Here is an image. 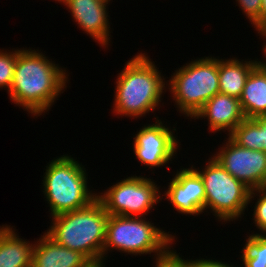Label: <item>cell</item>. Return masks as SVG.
Segmentation results:
<instances>
[{"mask_svg": "<svg viewBox=\"0 0 266 267\" xmlns=\"http://www.w3.org/2000/svg\"><path fill=\"white\" fill-rule=\"evenodd\" d=\"M257 65L258 58L255 60L248 58L247 61L244 59L240 61L237 57L219 59L220 93L239 99L250 72Z\"/></svg>", "mask_w": 266, "mask_h": 267, "instance_id": "cell-16", "label": "cell"}, {"mask_svg": "<svg viewBox=\"0 0 266 267\" xmlns=\"http://www.w3.org/2000/svg\"><path fill=\"white\" fill-rule=\"evenodd\" d=\"M17 60V49H0V89L5 88L9 92L12 85L15 64Z\"/></svg>", "mask_w": 266, "mask_h": 267, "instance_id": "cell-20", "label": "cell"}, {"mask_svg": "<svg viewBox=\"0 0 266 267\" xmlns=\"http://www.w3.org/2000/svg\"><path fill=\"white\" fill-rule=\"evenodd\" d=\"M66 71L39 49L18 48L9 99L38 118L51 109L67 88L70 73Z\"/></svg>", "mask_w": 266, "mask_h": 267, "instance_id": "cell-1", "label": "cell"}, {"mask_svg": "<svg viewBox=\"0 0 266 267\" xmlns=\"http://www.w3.org/2000/svg\"><path fill=\"white\" fill-rule=\"evenodd\" d=\"M78 28L105 49L111 42L108 5L103 0H61ZM110 36V37H109Z\"/></svg>", "mask_w": 266, "mask_h": 267, "instance_id": "cell-12", "label": "cell"}, {"mask_svg": "<svg viewBox=\"0 0 266 267\" xmlns=\"http://www.w3.org/2000/svg\"><path fill=\"white\" fill-rule=\"evenodd\" d=\"M103 1H105V2H107V3H111V2H110L111 0H103Z\"/></svg>", "mask_w": 266, "mask_h": 267, "instance_id": "cell-29", "label": "cell"}, {"mask_svg": "<svg viewBox=\"0 0 266 267\" xmlns=\"http://www.w3.org/2000/svg\"><path fill=\"white\" fill-rule=\"evenodd\" d=\"M239 100L245 118L266 115V70L259 64L250 72Z\"/></svg>", "mask_w": 266, "mask_h": 267, "instance_id": "cell-17", "label": "cell"}, {"mask_svg": "<svg viewBox=\"0 0 266 267\" xmlns=\"http://www.w3.org/2000/svg\"><path fill=\"white\" fill-rule=\"evenodd\" d=\"M227 137L226 142H222V147H218V151L212 156L250 190L258 189L266 173V153L246 149Z\"/></svg>", "mask_w": 266, "mask_h": 267, "instance_id": "cell-10", "label": "cell"}, {"mask_svg": "<svg viewBox=\"0 0 266 267\" xmlns=\"http://www.w3.org/2000/svg\"><path fill=\"white\" fill-rule=\"evenodd\" d=\"M208 120L212 133L227 131V136L245 119L238 98L218 93L207 101L192 119Z\"/></svg>", "mask_w": 266, "mask_h": 267, "instance_id": "cell-13", "label": "cell"}, {"mask_svg": "<svg viewBox=\"0 0 266 267\" xmlns=\"http://www.w3.org/2000/svg\"><path fill=\"white\" fill-rule=\"evenodd\" d=\"M257 34H259V36H261L262 37V39H264V42H263V46H262V53H264L263 54V56L264 57H262V59L264 58H266V28L265 29H261V30H258L257 31ZM258 60V64L262 67V68H264L265 70H266V59L265 60Z\"/></svg>", "mask_w": 266, "mask_h": 267, "instance_id": "cell-26", "label": "cell"}, {"mask_svg": "<svg viewBox=\"0 0 266 267\" xmlns=\"http://www.w3.org/2000/svg\"><path fill=\"white\" fill-rule=\"evenodd\" d=\"M108 217L96 198L84 208L52 217L45 233L56 243L83 254L94 266H102Z\"/></svg>", "mask_w": 266, "mask_h": 267, "instance_id": "cell-3", "label": "cell"}, {"mask_svg": "<svg viewBox=\"0 0 266 267\" xmlns=\"http://www.w3.org/2000/svg\"><path fill=\"white\" fill-rule=\"evenodd\" d=\"M192 267H236L233 264L222 262L221 260H214V259H208V258H197L193 259L191 258ZM240 267V266H239Z\"/></svg>", "mask_w": 266, "mask_h": 267, "instance_id": "cell-24", "label": "cell"}, {"mask_svg": "<svg viewBox=\"0 0 266 267\" xmlns=\"http://www.w3.org/2000/svg\"><path fill=\"white\" fill-rule=\"evenodd\" d=\"M236 144L246 149L263 151L260 138V123L245 118L229 135Z\"/></svg>", "mask_w": 266, "mask_h": 267, "instance_id": "cell-19", "label": "cell"}, {"mask_svg": "<svg viewBox=\"0 0 266 267\" xmlns=\"http://www.w3.org/2000/svg\"><path fill=\"white\" fill-rule=\"evenodd\" d=\"M205 167L195 168L205 189V212L213 213L219 222H235L244 216L249 206L250 189L234 178L220 163L210 156Z\"/></svg>", "mask_w": 266, "mask_h": 267, "instance_id": "cell-7", "label": "cell"}, {"mask_svg": "<svg viewBox=\"0 0 266 267\" xmlns=\"http://www.w3.org/2000/svg\"><path fill=\"white\" fill-rule=\"evenodd\" d=\"M175 249H171L166 255L156 259L153 267H192L191 259H184Z\"/></svg>", "mask_w": 266, "mask_h": 267, "instance_id": "cell-23", "label": "cell"}, {"mask_svg": "<svg viewBox=\"0 0 266 267\" xmlns=\"http://www.w3.org/2000/svg\"><path fill=\"white\" fill-rule=\"evenodd\" d=\"M240 258L244 267H266V234L252 233L245 238ZM242 266V267H243Z\"/></svg>", "mask_w": 266, "mask_h": 267, "instance_id": "cell-18", "label": "cell"}, {"mask_svg": "<svg viewBox=\"0 0 266 267\" xmlns=\"http://www.w3.org/2000/svg\"><path fill=\"white\" fill-rule=\"evenodd\" d=\"M154 120L155 123L143 125L137 130V134L133 135V153L136 159L153 170L172 163L170 161L176 158L174 156L178 154L181 143L174 132L177 131L175 127H168L164 124L165 121L158 117Z\"/></svg>", "mask_w": 266, "mask_h": 267, "instance_id": "cell-9", "label": "cell"}, {"mask_svg": "<svg viewBox=\"0 0 266 267\" xmlns=\"http://www.w3.org/2000/svg\"><path fill=\"white\" fill-rule=\"evenodd\" d=\"M160 187L153 178L135 174L98 192L97 198L109 215L145 217L162 201Z\"/></svg>", "mask_w": 266, "mask_h": 267, "instance_id": "cell-8", "label": "cell"}, {"mask_svg": "<svg viewBox=\"0 0 266 267\" xmlns=\"http://www.w3.org/2000/svg\"><path fill=\"white\" fill-rule=\"evenodd\" d=\"M189 168H181L173 174V178L164 187L166 189L163 196L164 200L169 201L175 211L195 216L205 212V189L204 182L199 173L189 165Z\"/></svg>", "mask_w": 266, "mask_h": 267, "instance_id": "cell-11", "label": "cell"}, {"mask_svg": "<svg viewBox=\"0 0 266 267\" xmlns=\"http://www.w3.org/2000/svg\"><path fill=\"white\" fill-rule=\"evenodd\" d=\"M154 226L146 217H125L109 215L106 240L102 250V266L114 249L121 254L138 256L151 255L154 260L163 257L170 250L178 237ZM176 237V238H175Z\"/></svg>", "mask_w": 266, "mask_h": 267, "instance_id": "cell-5", "label": "cell"}, {"mask_svg": "<svg viewBox=\"0 0 266 267\" xmlns=\"http://www.w3.org/2000/svg\"><path fill=\"white\" fill-rule=\"evenodd\" d=\"M147 53L140 52L125 62L117 75L114 116L140 119L158 109L167 91V80Z\"/></svg>", "mask_w": 266, "mask_h": 267, "instance_id": "cell-2", "label": "cell"}, {"mask_svg": "<svg viewBox=\"0 0 266 267\" xmlns=\"http://www.w3.org/2000/svg\"><path fill=\"white\" fill-rule=\"evenodd\" d=\"M260 123V138L263 144V151L266 153V115L255 118Z\"/></svg>", "mask_w": 266, "mask_h": 267, "instance_id": "cell-25", "label": "cell"}, {"mask_svg": "<svg viewBox=\"0 0 266 267\" xmlns=\"http://www.w3.org/2000/svg\"><path fill=\"white\" fill-rule=\"evenodd\" d=\"M31 267H95L83 254L56 243L45 232L35 241Z\"/></svg>", "mask_w": 266, "mask_h": 267, "instance_id": "cell-14", "label": "cell"}, {"mask_svg": "<svg viewBox=\"0 0 266 267\" xmlns=\"http://www.w3.org/2000/svg\"><path fill=\"white\" fill-rule=\"evenodd\" d=\"M219 56L192 59L175 70L167 80L174 107L183 116L192 119L219 90Z\"/></svg>", "mask_w": 266, "mask_h": 267, "instance_id": "cell-6", "label": "cell"}, {"mask_svg": "<svg viewBox=\"0 0 266 267\" xmlns=\"http://www.w3.org/2000/svg\"><path fill=\"white\" fill-rule=\"evenodd\" d=\"M257 196V197H256ZM257 198V200H256ZM255 200V205L253 206L252 220H254V226L260 231L259 234H266V192L254 189L250 191L249 194V204Z\"/></svg>", "mask_w": 266, "mask_h": 267, "instance_id": "cell-21", "label": "cell"}, {"mask_svg": "<svg viewBox=\"0 0 266 267\" xmlns=\"http://www.w3.org/2000/svg\"><path fill=\"white\" fill-rule=\"evenodd\" d=\"M15 229L0 226V267H31L35 241L22 239Z\"/></svg>", "mask_w": 266, "mask_h": 267, "instance_id": "cell-15", "label": "cell"}, {"mask_svg": "<svg viewBox=\"0 0 266 267\" xmlns=\"http://www.w3.org/2000/svg\"><path fill=\"white\" fill-rule=\"evenodd\" d=\"M258 190L266 192V173H265L263 181L261 182L260 186L258 187Z\"/></svg>", "mask_w": 266, "mask_h": 267, "instance_id": "cell-28", "label": "cell"}, {"mask_svg": "<svg viewBox=\"0 0 266 267\" xmlns=\"http://www.w3.org/2000/svg\"><path fill=\"white\" fill-rule=\"evenodd\" d=\"M241 8L242 13L251 22L255 31L260 30V11L262 0H235Z\"/></svg>", "mask_w": 266, "mask_h": 267, "instance_id": "cell-22", "label": "cell"}, {"mask_svg": "<svg viewBox=\"0 0 266 267\" xmlns=\"http://www.w3.org/2000/svg\"><path fill=\"white\" fill-rule=\"evenodd\" d=\"M266 28V0H262L260 11V30Z\"/></svg>", "mask_w": 266, "mask_h": 267, "instance_id": "cell-27", "label": "cell"}, {"mask_svg": "<svg viewBox=\"0 0 266 267\" xmlns=\"http://www.w3.org/2000/svg\"><path fill=\"white\" fill-rule=\"evenodd\" d=\"M47 164L41 188L50 218L84 208L97 198L95 189L88 186L85 166L74 157L64 154Z\"/></svg>", "mask_w": 266, "mask_h": 267, "instance_id": "cell-4", "label": "cell"}]
</instances>
